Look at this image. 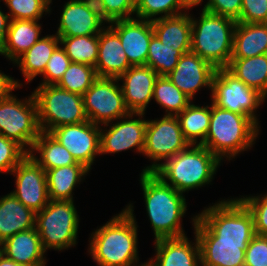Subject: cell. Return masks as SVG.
Here are the masks:
<instances>
[{
    "mask_svg": "<svg viewBox=\"0 0 267 266\" xmlns=\"http://www.w3.org/2000/svg\"><path fill=\"white\" fill-rule=\"evenodd\" d=\"M133 211L132 204L126 206L91 234L88 251L99 266H137L138 226ZM138 266H147V263Z\"/></svg>",
    "mask_w": 267,
    "mask_h": 266,
    "instance_id": "6da1fadb",
    "label": "cell"
},
{
    "mask_svg": "<svg viewBox=\"0 0 267 266\" xmlns=\"http://www.w3.org/2000/svg\"><path fill=\"white\" fill-rule=\"evenodd\" d=\"M192 220L197 238L249 243L256 235L253 215L239 198L219 201L204 209Z\"/></svg>",
    "mask_w": 267,
    "mask_h": 266,
    "instance_id": "7a4b0ae2",
    "label": "cell"
},
{
    "mask_svg": "<svg viewBox=\"0 0 267 266\" xmlns=\"http://www.w3.org/2000/svg\"><path fill=\"white\" fill-rule=\"evenodd\" d=\"M140 183L155 240L186 236L181 226L187 210L183 193L165 184L153 172H141Z\"/></svg>",
    "mask_w": 267,
    "mask_h": 266,
    "instance_id": "3957f363",
    "label": "cell"
},
{
    "mask_svg": "<svg viewBox=\"0 0 267 266\" xmlns=\"http://www.w3.org/2000/svg\"><path fill=\"white\" fill-rule=\"evenodd\" d=\"M192 147V148H191ZM221 161L203 145H189L153 172L165 184L184 193L209 184Z\"/></svg>",
    "mask_w": 267,
    "mask_h": 266,
    "instance_id": "277c9868",
    "label": "cell"
},
{
    "mask_svg": "<svg viewBox=\"0 0 267 266\" xmlns=\"http://www.w3.org/2000/svg\"><path fill=\"white\" fill-rule=\"evenodd\" d=\"M259 128L248 116L221 109L211 102V119L205 141L201 144L220 161L230 160L251 147Z\"/></svg>",
    "mask_w": 267,
    "mask_h": 266,
    "instance_id": "5b68a950",
    "label": "cell"
},
{
    "mask_svg": "<svg viewBox=\"0 0 267 266\" xmlns=\"http://www.w3.org/2000/svg\"><path fill=\"white\" fill-rule=\"evenodd\" d=\"M199 21L191 17V49L216 69L229 65L236 21L202 9Z\"/></svg>",
    "mask_w": 267,
    "mask_h": 266,
    "instance_id": "8992f818",
    "label": "cell"
},
{
    "mask_svg": "<svg viewBox=\"0 0 267 266\" xmlns=\"http://www.w3.org/2000/svg\"><path fill=\"white\" fill-rule=\"evenodd\" d=\"M37 104L38 120L43 132L64 125L88 121L83 96L57 85H39L32 92Z\"/></svg>",
    "mask_w": 267,
    "mask_h": 266,
    "instance_id": "52a82bcc",
    "label": "cell"
},
{
    "mask_svg": "<svg viewBox=\"0 0 267 266\" xmlns=\"http://www.w3.org/2000/svg\"><path fill=\"white\" fill-rule=\"evenodd\" d=\"M73 202L49 200L48 204L35 214V229L45 251H60L75 246L79 216Z\"/></svg>",
    "mask_w": 267,
    "mask_h": 266,
    "instance_id": "ba28073f",
    "label": "cell"
},
{
    "mask_svg": "<svg viewBox=\"0 0 267 266\" xmlns=\"http://www.w3.org/2000/svg\"><path fill=\"white\" fill-rule=\"evenodd\" d=\"M15 89L0 98V134L16 141L29 152L42 132L37 104L33 93L23 101L16 99V96L11 95Z\"/></svg>",
    "mask_w": 267,
    "mask_h": 266,
    "instance_id": "9c48e42d",
    "label": "cell"
},
{
    "mask_svg": "<svg viewBox=\"0 0 267 266\" xmlns=\"http://www.w3.org/2000/svg\"><path fill=\"white\" fill-rule=\"evenodd\" d=\"M211 100L221 109L248 116L257 126L256 109L265 98L233 75L226 67L217 68L212 79Z\"/></svg>",
    "mask_w": 267,
    "mask_h": 266,
    "instance_id": "30bf717a",
    "label": "cell"
},
{
    "mask_svg": "<svg viewBox=\"0 0 267 266\" xmlns=\"http://www.w3.org/2000/svg\"><path fill=\"white\" fill-rule=\"evenodd\" d=\"M189 145L177 116L164 115L160 120H147L143 154L154 161L142 172H154L159 167L157 162L172 158Z\"/></svg>",
    "mask_w": 267,
    "mask_h": 266,
    "instance_id": "8fae6325",
    "label": "cell"
},
{
    "mask_svg": "<svg viewBox=\"0 0 267 266\" xmlns=\"http://www.w3.org/2000/svg\"><path fill=\"white\" fill-rule=\"evenodd\" d=\"M83 102L87 118L94 124L108 126L130 114L117 78L98 77L83 94Z\"/></svg>",
    "mask_w": 267,
    "mask_h": 266,
    "instance_id": "7c38bea8",
    "label": "cell"
},
{
    "mask_svg": "<svg viewBox=\"0 0 267 266\" xmlns=\"http://www.w3.org/2000/svg\"><path fill=\"white\" fill-rule=\"evenodd\" d=\"M98 124L85 121L54 128L50 134L55 137L74 157L77 163L89 170L100 154V129Z\"/></svg>",
    "mask_w": 267,
    "mask_h": 266,
    "instance_id": "4fadbf2b",
    "label": "cell"
},
{
    "mask_svg": "<svg viewBox=\"0 0 267 266\" xmlns=\"http://www.w3.org/2000/svg\"><path fill=\"white\" fill-rule=\"evenodd\" d=\"M16 176V190L11 192L34 213L49 202L45 170L28 154L11 172Z\"/></svg>",
    "mask_w": 267,
    "mask_h": 266,
    "instance_id": "5bb4252c",
    "label": "cell"
},
{
    "mask_svg": "<svg viewBox=\"0 0 267 266\" xmlns=\"http://www.w3.org/2000/svg\"><path fill=\"white\" fill-rule=\"evenodd\" d=\"M143 115L144 113H130L121 120L119 118L120 122L117 121L110 125L108 130L101 129L100 154L118 153L131 148H135L137 152L143 154L147 126V120L141 119ZM133 116L139 118L132 119Z\"/></svg>",
    "mask_w": 267,
    "mask_h": 266,
    "instance_id": "9a60e30c",
    "label": "cell"
},
{
    "mask_svg": "<svg viewBox=\"0 0 267 266\" xmlns=\"http://www.w3.org/2000/svg\"><path fill=\"white\" fill-rule=\"evenodd\" d=\"M120 38L131 66L146 65L149 44L154 36L152 21L119 19L109 26Z\"/></svg>",
    "mask_w": 267,
    "mask_h": 266,
    "instance_id": "2e32d148",
    "label": "cell"
},
{
    "mask_svg": "<svg viewBox=\"0 0 267 266\" xmlns=\"http://www.w3.org/2000/svg\"><path fill=\"white\" fill-rule=\"evenodd\" d=\"M216 68L192 51L182 54L168 79L191 100L202 87L212 90V79Z\"/></svg>",
    "mask_w": 267,
    "mask_h": 266,
    "instance_id": "e0dca14e",
    "label": "cell"
},
{
    "mask_svg": "<svg viewBox=\"0 0 267 266\" xmlns=\"http://www.w3.org/2000/svg\"><path fill=\"white\" fill-rule=\"evenodd\" d=\"M159 75L147 65L131 66L117 79L122 80L120 86L126 107L130 113H144L153 99L155 82Z\"/></svg>",
    "mask_w": 267,
    "mask_h": 266,
    "instance_id": "ac0fdd59",
    "label": "cell"
},
{
    "mask_svg": "<svg viewBox=\"0 0 267 266\" xmlns=\"http://www.w3.org/2000/svg\"><path fill=\"white\" fill-rule=\"evenodd\" d=\"M194 240L193 244L187 236L155 240L156 257L147 266H199L200 246L196 235Z\"/></svg>",
    "mask_w": 267,
    "mask_h": 266,
    "instance_id": "d6986e66",
    "label": "cell"
},
{
    "mask_svg": "<svg viewBox=\"0 0 267 266\" xmlns=\"http://www.w3.org/2000/svg\"><path fill=\"white\" fill-rule=\"evenodd\" d=\"M130 67L119 36L109 26L105 27L98 34L97 76L118 78Z\"/></svg>",
    "mask_w": 267,
    "mask_h": 266,
    "instance_id": "ffe728a7",
    "label": "cell"
},
{
    "mask_svg": "<svg viewBox=\"0 0 267 266\" xmlns=\"http://www.w3.org/2000/svg\"><path fill=\"white\" fill-rule=\"evenodd\" d=\"M102 21L91 13L82 0H70L63 6L58 37L98 35L104 28Z\"/></svg>",
    "mask_w": 267,
    "mask_h": 266,
    "instance_id": "44dd1931",
    "label": "cell"
},
{
    "mask_svg": "<svg viewBox=\"0 0 267 266\" xmlns=\"http://www.w3.org/2000/svg\"><path fill=\"white\" fill-rule=\"evenodd\" d=\"M1 253L19 264L45 266L42 242L35 228L18 232L0 243Z\"/></svg>",
    "mask_w": 267,
    "mask_h": 266,
    "instance_id": "7402d4cb",
    "label": "cell"
},
{
    "mask_svg": "<svg viewBox=\"0 0 267 266\" xmlns=\"http://www.w3.org/2000/svg\"><path fill=\"white\" fill-rule=\"evenodd\" d=\"M154 35L163 45L175 48L181 54L191 49V16L182 13L170 17H155L152 20Z\"/></svg>",
    "mask_w": 267,
    "mask_h": 266,
    "instance_id": "603a6c76",
    "label": "cell"
},
{
    "mask_svg": "<svg viewBox=\"0 0 267 266\" xmlns=\"http://www.w3.org/2000/svg\"><path fill=\"white\" fill-rule=\"evenodd\" d=\"M35 214L11 192L0 198V243L5 239L35 228Z\"/></svg>",
    "mask_w": 267,
    "mask_h": 266,
    "instance_id": "cb8c5ba5",
    "label": "cell"
},
{
    "mask_svg": "<svg viewBox=\"0 0 267 266\" xmlns=\"http://www.w3.org/2000/svg\"><path fill=\"white\" fill-rule=\"evenodd\" d=\"M201 266H244L249 243L218 242V238H197Z\"/></svg>",
    "mask_w": 267,
    "mask_h": 266,
    "instance_id": "d4e9b609",
    "label": "cell"
},
{
    "mask_svg": "<svg viewBox=\"0 0 267 266\" xmlns=\"http://www.w3.org/2000/svg\"><path fill=\"white\" fill-rule=\"evenodd\" d=\"M267 54V23L237 22L231 58H250Z\"/></svg>",
    "mask_w": 267,
    "mask_h": 266,
    "instance_id": "484cf974",
    "label": "cell"
},
{
    "mask_svg": "<svg viewBox=\"0 0 267 266\" xmlns=\"http://www.w3.org/2000/svg\"><path fill=\"white\" fill-rule=\"evenodd\" d=\"M41 25L34 20H11L1 55L14 63L39 39Z\"/></svg>",
    "mask_w": 267,
    "mask_h": 266,
    "instance_id": "4316f807",
    "label": "cell"
},
{
    "mask_svg": "<svg viewBox=\"0 0 267 266\" xmlns=\"http://www.w3.org/2000/svg\"><path fill=\"white\" fill-rule=\"evenodd\" d=\"M90 170L83 164H73L46 170L49 200L73 201V190Z\"/></svg>",
    "mask_w": 267,
    "mask_h": 266,
    "instance_id": "83f0119b",
    "label": "cell"
},
{
    "mask_svg": "<svg viewBox=\"0 0 267 266\" xmlns=\"http://www.w3.org/2000/svg\"><path fill=\"white\" fill-rule=\"evenodd\" d=\"M57 35L41 37L29 50L23 53L15 62L22 71L27 82L42 75L54 50L60 45Z\"/></svg>",
    "mask_w": 267,
    "mask_h": 266,
    "instance_id": "f1b7e54d",
    "label": "cell"
},
{
    "mask_svg": "<svg viewBox=\"0 0 267 266\" xmlns=\"http://www.w3.org/2000/svg\"><path fill=\"white\" fill-rule=\"evenodd\" d=\"M226 68L248 87L267 98V54L250 58H231Z\"/></svg>",
    "mask_w": 267,
    "mask_h": 266,
    "instance_id": "f546056e",
    "label": "cell"
},
{
    "mask_svg": "<svg viewBox=\"0 0 267 266\" xmlns=\"http://www.w3.org/2000/svg\"><path fill=\"white\" fill-rule=\"evenodd\" d=\"M40 153L38 158L33 152ZM28 154L46 171L77 163L72 154L49 132H41Z\"/></svg>",
    "mask_w": 267,
    "mask_h": 266,
    "instance_id": "4dcf8cb0",
    "label": "cell"
},
{
    "mask_svg": "<svg viewBox=\"0 0 267 266\" xmlns=\"http://www.w3.org/2000/svg\"><path fill=\"white\" fill-rule=\"evenodd\" d=\"M184 138L192 145L202 144L209 130L210 106H198L192 102L177 115ZM199 139V142L198 141Z\"/></svg>",
    "mask_w": 267,
    "mask_h": 266,
    "instance_id": "1f68e13d",
    "label": "cell"
},
{
    "mask_svg": "<svg viewBox=\"0 0 267 266\" xmlns=\"http://www.w3.org/2000/svg\"><path fill=\"white\" fill-rule=\"evenodd\" d=\"M153 99L166 109V115L177 116L192 101L167 76H159L155 82Z\"/></svg>",
    "mask_w": 267,
    "mask_h": 266,
    "instance_id": "d6a6232c",
    "label": "cell"
},
{
    "mask_svg": "<svg viewBox=\"0 0 267 266\" xmlns=\"http://www.w3.org/2000/svg\"><path fill=\"white\" fill-rule=\"evenodd\" d=\"M58 38L71 62L95 67L98 57V35Z\"/></svg>",
    "mask_w": 267,
    "mask_h": 266,
    "instance_id": "836d02e7",
    "label": "cell"
},
{
    "mask_svg": "<svg viewBox=\"0 0 267 266\" xmlns=\"http://www.w3.org/2000/svg\"><path fill=\"white\" fill-rule=\"evenodd\" d=\"M97 78L95 67L71 62L56 85L69 92L83 96Z\"/></svg>",
    "mask_w": 267,
    "mask_h": 266,
    "instance_id": "e575fe53",
    "label": "cell"
},
{
    "mask_svg": "<svg viewBox=\"0 0 267 266\" xmlns=\"http://www.w3.org/2000/svg\"><path fill=\"white\" fill-rule=\"evenodd\" d=\"M182 54L163 45L154 35L149 44L146 65L151 67L159 76H167L176 67Z\"/></svg>",
    "mask_w": 267,
    "mask_h": 266,
    "instance_id": "d590c367",
    "label": "cell"
},
{
    "mask_svg": "<svg viewBox=\"0 0 267 266\" xmlns=\"http://www.w3.org/2000/svg\"><path fill=\"white\" fill-rule=\"evenodd\" d=\"M1 1V0H0ZM10 10V20H34L39 21L44 12L50 13L48 0H2Z\"/></svg>",
    "mask_w": 267,
    "mask_h": 266,
    "instance_id": "8d00e7d4",
    "label": "cell"
},
{
    "mask_svg": "<svg viewBox=\"0 0 267 266\" xmlns=\"http://www.w3.org/2000/svg\"><path fill=\"white\" fill-rule=\"evenodd\" d=\"M182 9L178 0H136L135 14L139 19L152 21L153 17L163 13L165 15L160 17L182 14Z\"/></svg>",
    "mask_w": 267,
    "mask_h": 266,
    "instance_id": "74e56055",
    "label": "cell"
},
{
    "mask_svg": "<svg viewBox=\"0 0 267 266\" xmlns=\"http://www.w3.org/2000/svg\"><path fill=\"white\" fill-rule=\"evenodd\" d=\"M28 155V152L16 141L0 134V172L8 173Z\"/></svg>",
    "mask_w": 267,
    "mask_h": 266,
    "instance_id": "f35d334b",
    "label": "cell"
},
{
    "mask_svg": "<svg viewBox=\"0 0 267 266\" xmlns=\"http://www.w3.org/2000/svg\"><path fill=\"white\" fill-rule=\"evenodd\" d=\"M70 63L71 61L65 53V50L59 45L52 53V56L46 65L44 73L42 74L44 80L40 85H56L62 78Z\"/></svg>",
    "mask_w": 267,
    "mask_h": 266,
    "instance_id": "ab89813d",
    "label": "cell"
},
{
    "mask_svg": "<svg viewBox=\"0 0 267 266\" xmlns=\"http://www.w3.org/2000/svg\"><path fill=\"white\" fill-rule=\"evenodd\" d=\"M239 199L253 215L255 233L257 235L267 236V193L262 197L258 195Z\"/></svg>",
    "mask_w": 267,
    "mask_h": 266,
    "instance_id": "60d3db41",
    "label": "cell"
},
{
    "mask_svg": "<svg viewBox=\"0 0 267 266\" xmlns=\"http://www.w3.org/2000/svg\"><path fill=\"white\" fill-rule=\"evenodd\" d=\"M244 266H267V236L255 235L245 250Z\"/></svg>",
    "mask_w": 267,
    "mask_h": 266,
    "instance_id": "b9f144b4",
    "label": "cell"
},
{
    "mask_svg": "<svg viewBox=\"0 0 267 266\" xmlns=\"http://www.w3.org/2000/svg\"><path fill=\"white\" fill-rule=\"evenodd\" d=\"M242 23H267V0H242Z\"/></svg>",
    "mask_w": 267,
    "mask_h": 266,
    "instance_id": "7bdbcfd3",
    "label": "cell"
},
{
    "mask_svg": "<svg viewBox=\"0 0 267 266\" xmlns=\"http://www.w3.org/2000/svg\"><path fill=\"white\" fill-rule=\"evenodd\" d=\"M242 9V0H208L203 10L238 21Z\"/></svg>",
    "mask_w": 267,
    "mask_h": 266,
    "instance_id": "ee69618b",
    "label": "cell"
},
{
    "mask_svg": "<svg viewBox=\"0 0 267 266\" xmlns=\"http://www.w3.org/2000/svg\"><path fill=\"white\" fill-rule=\"evenodd\" d=\"M103 3L114 20L134 18L136 0H103Z\"/></svg>",
    "mask_w": 267,
    "mask_h": 266,
    "instance_id": "f6af8a7d",
    "label": "cell"
},
{
    "mask_svg": "<svg viewBox=\"0 0 267 266\" xmlns=\"http://www.w3.org/2000/svg\"><path fill=\"white\" fill-rule=\"evenodd\" d=\"M86 8L98 17L102 22L110 25L115 21L108 13L103 0H82Z\"/></svg>",
    "mask_w": 267,
    "mask_h": 266,
    "instance_id": "bcb514c9",
    "label": "cell"
},
{
    "mask_svg": "<svg viewBox=\"0 0 267 266\" xmlns=\"http://www.w3.org/2000/svg\"><path fill=\"white\" fill-rule=\"evenodd\" d=\"M21 85L22 84H20L17 80H14L13 77H10L0 71V98L4 97L14 87L17 89L20 88Z\"/></svg>",
    "mask_w": 267,
    "mask_h": 266,
    "instance_id": "7dc6e473",
    "label": "cell"
},
{
    "mask_svg": "<svg viewBox=\"0 0 267 266\" xmlns=\"http://www.w3.org/2000/svg\"><path fill=\"white\" fill-rule=\"evenodd\" d=\"M10 21L11 20H10L8 14H4L0 10V54H1L2 49L4 47V44H5V40L7 37V31L9 28Z\"/></svg>",
    "mask_w": 267,
    "mask_h": 266,
    "instance_id": "c3c4849f",
    "label": "cell"
},
{
    "mask_svg": "<svg viewBox=\"0 0 267 266\" xmlns=\"http://www.w3.org/2000/svg\"><path fill=\"white\" fill-rule=\"evenodd\" d=\"M178 2L184 10H188L193 6H198L203 0H178Z\"/></svg>",
    "mask_w": 267,
    "mask_h": 266,
    "instance_id": "681fc988",
    "label": "cell"
},
{
    "mask_svg": "<svg viewBox=\"0 0 267 266\" xmlns=\"http://www.w3.org/2000/svg\"><path fill=\"white\" fill-rule=\"evenodd\" d=\"M0 266H28V265L16 263L15 261L6 257L4 254L0 252Z\"/></svg>",
    "mask_w": 267,
    "mask_h": 266,
    "instance_id": "f907efd6",
    "label": "cell"
}]
</instances>
